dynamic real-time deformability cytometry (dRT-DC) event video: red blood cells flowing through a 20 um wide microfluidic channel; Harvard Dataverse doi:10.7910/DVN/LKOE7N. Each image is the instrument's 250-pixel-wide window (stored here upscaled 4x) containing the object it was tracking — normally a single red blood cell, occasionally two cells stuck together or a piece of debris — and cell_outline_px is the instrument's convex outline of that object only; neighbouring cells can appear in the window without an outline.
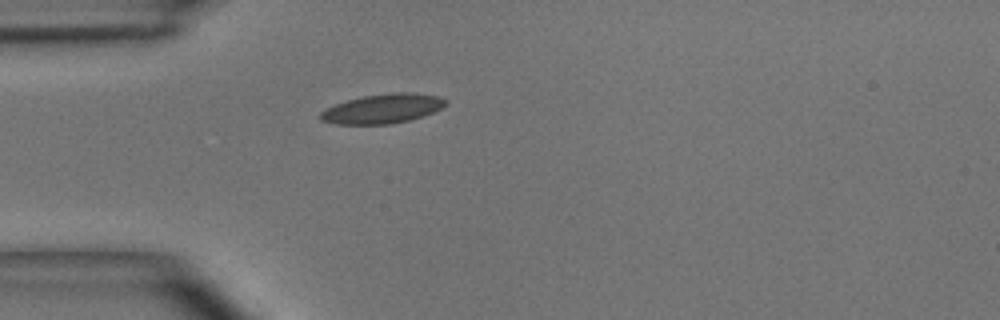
{"species": "common noctule bat (a hibernating species)", "species_latin": "Nyctalus noctula", "temperature_condition": "room temperature", "stored_images_in_passage": 31, "camera_frame_rate_fps": 3000, "um_per_image_px": 0.085, "animal": {"sex": "male", "body_mass_g": 15.6}, "frame": {"image": 1, "passage_image": 1, "time_ms": 0.0, "image_size_px": [1000, 320], "cell_outline_px": [[448, 104], [432, 112], [408, 120], [392, 124], [336, 124], [320, 120], [320, 112], [336, 104], [348, 100], [364, 96], [392, 92], [416, 92], [440, 96], [448, 100]], "centroid_in_image_um": [32.56, 9.22], "position_along_channel_um": 52.4, "area_um2": 21.39}}
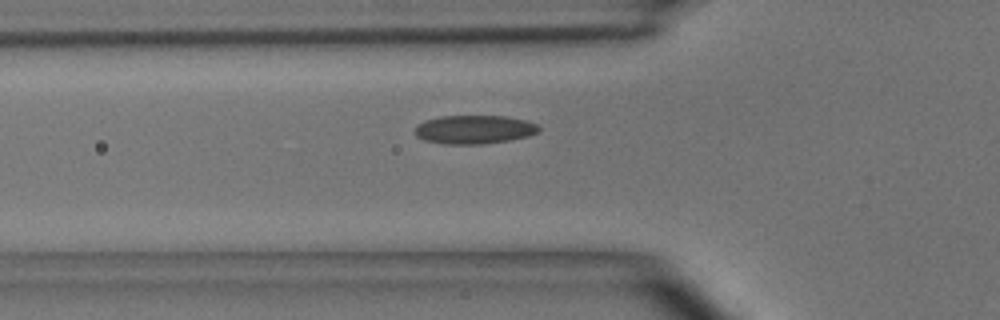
{"frame": {"image": 2, "passage_image": 4, "time_ms": 1.0, "image_size_px": [1000, 320], "cell_outline_px": [[540, 132], [528, 136], [508, 140], [480, 144], [444, 144], [424, 140], [416, 136], [416, 124], [424, 120], [440, 116], [508, 116], [524, 120], [536, 124], [540, 128]], "centroid_in_image_um": [40.29, 11.0], "position_along_channel_um": 85.5, "area_um2": 20.69}}
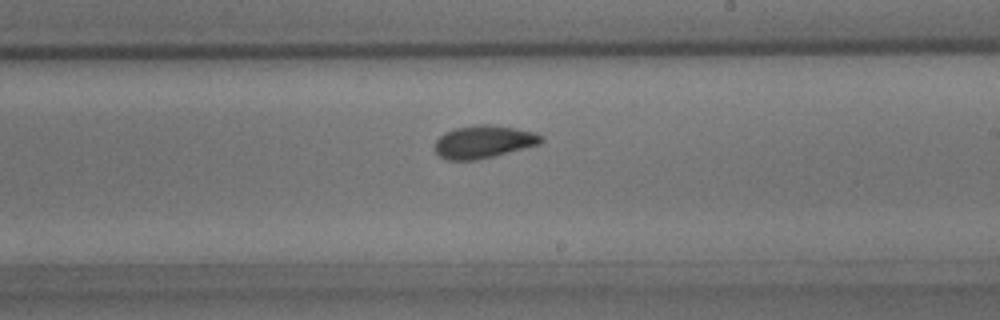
{"frame": {"image": 3, "passage_image": 16, "time_ms": 5.0, "image_size_px": [1000, 320], "cell_outline_px": [[544, 140], [540, 144], [476, 160], [444, 160], [436, 152], [436, 140], [444, 132], [456, 128], [480, 124], [488, 124], [516, 128], [536, 132], [544, 136]], "centroid_in_image_um": [41.13, 12.04], "position_along_channel_um": 247.9, "area_um2": 20.23}, "authors_computed_cell_mechanics": {"area_um2": 19.941, "velocity_mm_per_s": 4.0468, "shape_relaxation_time_tau1_ms": 4.1071, "shape_relaxation_time_tau2_ms": 1.4632, "deformation_change_tau1": 0.1133, "deformation_change_tau2": 0.078}}